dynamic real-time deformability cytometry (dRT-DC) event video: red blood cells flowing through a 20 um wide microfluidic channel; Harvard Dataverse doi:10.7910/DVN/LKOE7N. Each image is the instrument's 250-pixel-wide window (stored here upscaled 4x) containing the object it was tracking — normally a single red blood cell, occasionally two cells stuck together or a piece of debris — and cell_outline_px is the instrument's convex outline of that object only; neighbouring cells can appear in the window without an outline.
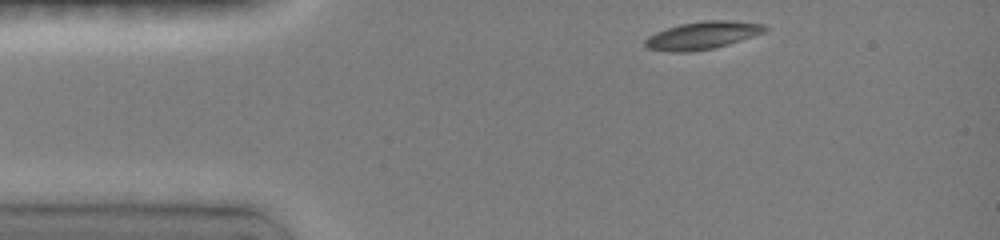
{"species": "common noctule bat (a hibernating species)", "species_latin": "Nyctalus noctula", "temperature_condition": "room temperature", "stored_images_in_passage": 4, "camera_frame_rate_fps": 3000, "um_per_image_px": 0.085, "animal": {"sex": "female", "body_mass_g": 19.0, "forearm_length_mm": 51.5}, "frame": {"image": 1, "passage_image": 1, "time_ms": 0.0, "image_size_px": [1000, 240], "cell_outline_px": [[768, 28], [764, 32], [752, 36], [712, 48], [688, 52], [676, 52], [648, 48], [644, 44], [644, 40], [648, 36], [656, 32], [680, 24], [704, 20], [724, 20], [764, 24]], "centroid_in_image_um": [59.67, 2.99], "position_along_channel_um": 25.3, "area_um2": 18.84}}
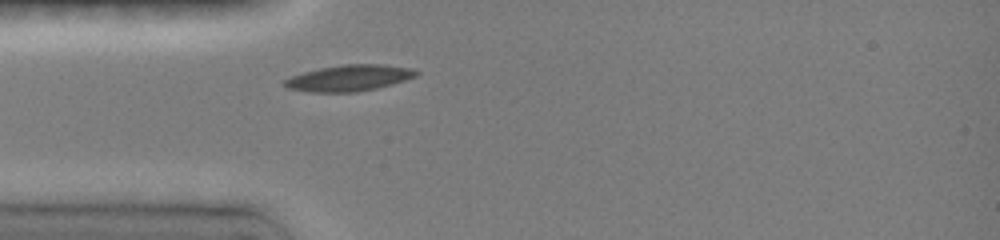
{"frame": {"image": 2, "passage_image": 4, "time_ms": 2.0, "image_size_px": [1000, 240], "cell_outline_px": [[420, 72], [416, 76], [404, 80], [376, 88], [356, 92], [312, 92], [288, 88], [284, 84], [284, 80], [292, 76], [304, 72], [320, 68], [340, 64], [384, 64], [408, 68]], "centroid_in_image_um": [29.67, 6.62], "position_along_channel_um": 55.3, "area_um2": 19.83}}